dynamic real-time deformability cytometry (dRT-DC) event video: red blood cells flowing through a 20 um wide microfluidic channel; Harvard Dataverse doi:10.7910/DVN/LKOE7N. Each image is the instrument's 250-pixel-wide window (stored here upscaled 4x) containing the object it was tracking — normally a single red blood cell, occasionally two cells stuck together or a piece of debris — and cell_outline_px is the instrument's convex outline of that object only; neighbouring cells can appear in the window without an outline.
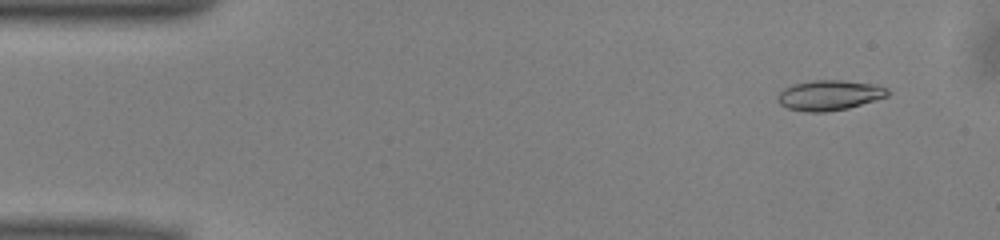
{"species": "common noctule bat (a hibernating species)", "species_latin": "Nyctalus noctula", "temperature_condition": "warm", "stored_images_in_passage": 50, "camera_frame_rate_fps": 3000, "um_per_image_px": 0.085, "animal": {"sex": "male", "body_mass_g": 13.0, "forearm_length_mm": 53.1}, "frame": {"image": 1, "passage_image": 4, "time_ms": 1.0, "image_size_px": [1000, 240], "cell_outline_px": [[892, 92], [888, 96], [848, 108], [824, 112], [808, 112], [788, 108], [780, 104], [776, 96], [784, 88], [792, 84], [812, 80], [840, 80], [876, 84], [888, 88]], "centroid_in_image_um": [70.51, 8.08], "position_along_channel_um": 14.5, "area_um2": 19.42}}
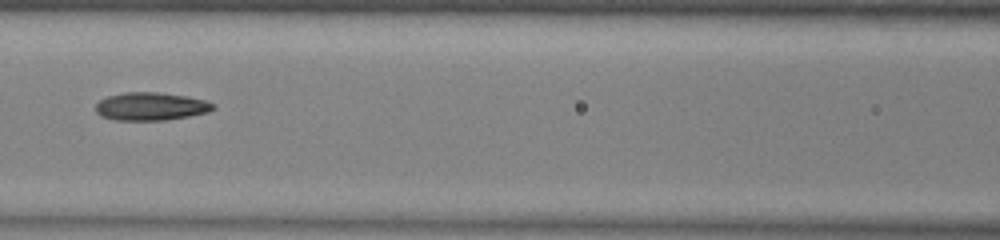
{"frame": {"image": 2, "passage_image": 22, "time_ms": 7.0, "image_size_px": [1000, 240], "cell_outline_px": [[216, 108], [208, 112], [188, 116], [164, 120], [116, 120], [100, 116], [96, 112], [96, 104], [100, 100], [108, 96], [124, 92], [156, 92], [188, 96], [204, 100], [216, 104]], "centroid_in_image_um": [12.83, 9.04], "position_along_channel_um": 153.8, "area_um2": 19.19}}
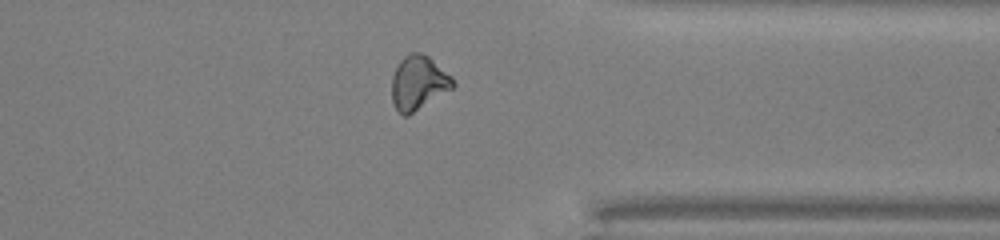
{"frame": {"image": 3, "passage_image": 39, "time_ms": 12.667, "image_size_px": [1000, 240], "cell_outline_px": [[456, 84], [452, 88], [408, 116], [404, 116], [396, 108], [392, 100], [392, 76], [400, 60], [404, 56], [412, 52], [420, 52], [428, 56], [452, 76]], "centroid_in_image_um": [35.56, 7.03], "position_along_channel_um": 375.8, "area_um2": 19.13}, "authors_computed_cell_mechanics": {"area_um2": 18.9295, "velocity_mm_per_s": 4.0528, "shape_relaxation_time_tau1_ms": null, "shape_relaxation_time_tau2_ms": 6.4085, "deformation_change_tau1": null, "deformation_change_tau2": 0.1681}}